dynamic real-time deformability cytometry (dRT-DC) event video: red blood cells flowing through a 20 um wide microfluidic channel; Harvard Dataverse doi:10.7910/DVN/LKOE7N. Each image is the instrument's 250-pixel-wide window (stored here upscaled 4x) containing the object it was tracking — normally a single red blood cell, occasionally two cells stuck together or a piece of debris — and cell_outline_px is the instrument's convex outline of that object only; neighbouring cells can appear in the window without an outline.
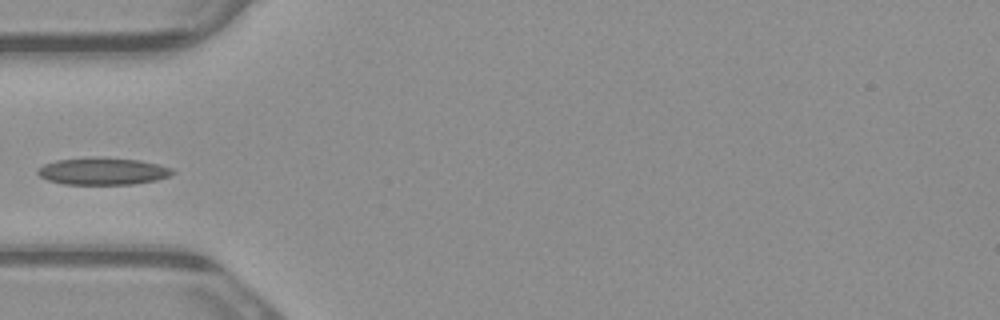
{"species": "common noctule bat (a hibernating species)", "species_latin": "Nyctalus noctula", "temperature_condition": "warm", "stored_images_in_passage": 5, "camera_frame_rate_fps": 3000, "um_per_image_px": 0.085, "animal": {"sex": "male", "body_mass_g": 23.1, "forearm_length_mm": 52.7}, "frame": {"image": 1, "passage_image": 5, "time_ms": 1.333, "image_size_px": [1000, 320], "cell_outline_px": [[176, 172], [168, 176], [156, 180], [132, 184], [64, 184], [48, 180], [40, 176], [36, 172], [36, 168], [44, 164], [56, 160], [92, 156], [100, 156], [140, 160], [160, 164], [172, 168]], "centroid_in_image_um": [8.73, 14.53], "position_along_channel_um": 76.3, "area_um2": 21.68}}